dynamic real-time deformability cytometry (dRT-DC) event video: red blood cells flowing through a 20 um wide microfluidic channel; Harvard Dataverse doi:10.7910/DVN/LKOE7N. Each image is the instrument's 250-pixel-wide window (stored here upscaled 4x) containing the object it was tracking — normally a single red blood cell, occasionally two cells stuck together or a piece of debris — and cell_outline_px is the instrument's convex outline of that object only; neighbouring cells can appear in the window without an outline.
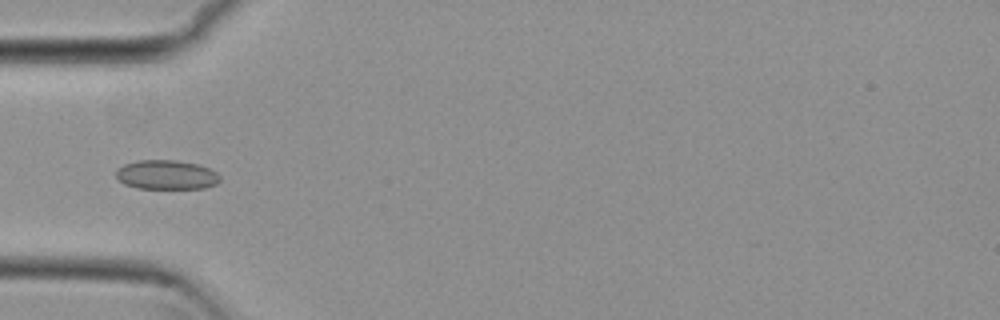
{"species": "common noctule bat (a hibernating species)", "species_latin": "Nyctalus noctula", "temperature_condition": "cold", "stored_images_in_passage": 4, "camera_frame_rate_fps": 3000, "um_per_image_px": 0.085, "animal": {"sex": "female", "body_mass_g": 29.2, "forearm_length_mm": 56.3}, "frame": {"image": 1, "passage_image": 1, "time_ms": 0.0, "image_size_px": [1000, 320], "cell_outline_px": [[220, 180], [216, 184], [204, 188], [136, 188], [124, 184], [116, 176], [116, 168], [124, 164], [140, 160], [176, 160], [200, 164], [216, 172], [220, 176]], "centroid_in_image_um": [14.15, 14.85], "position_along_channel_um": 70.9, "area_um2": 17.8}}